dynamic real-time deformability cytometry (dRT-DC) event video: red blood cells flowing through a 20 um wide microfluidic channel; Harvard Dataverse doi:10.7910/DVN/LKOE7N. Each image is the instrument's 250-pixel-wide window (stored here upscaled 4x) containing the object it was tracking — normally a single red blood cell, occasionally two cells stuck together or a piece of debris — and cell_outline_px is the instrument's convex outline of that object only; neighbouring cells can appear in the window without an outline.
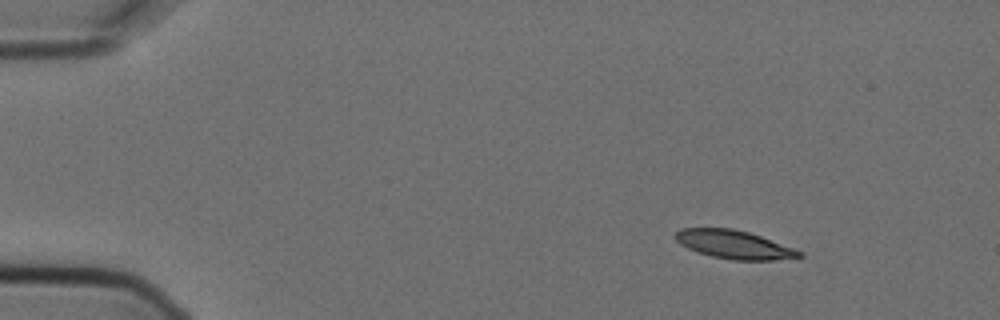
{"species": "Egyptian fruit bat (a non-hibernating species)", "species_latin": "Rousettus aegyptiacus", "temperature_condition": "cold", "stored_images_in_passage": 6, "camera_frame_rate_fps": 3000, "um_per_image_px": 0.085, "animal": {"sex": "female"}, "frame": {"image": 1, "passage_image": 2, "time_ms": 0.333, "image_size_px": [1000, 320], "cell_outline_px": [[804, 256], [772, 260], [732, 260], [712, 256], [696, 252], [680, 244], [676, 240], [676, 232], [680, 228], [732, 228], [748, 232], [760, 236], [804, 252]], "centroid_in_image_um": [62.38, 20.79], "position_along_channel_um": 22.6, "area_um2": 20.35}}
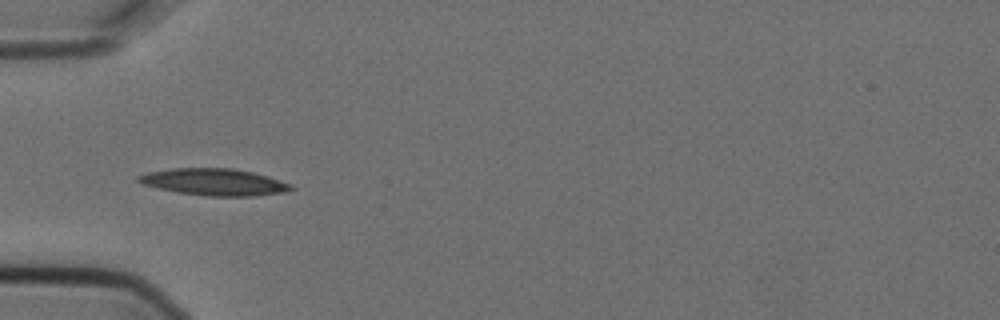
{"frame": {"image": 2, "passage_image": 5, "time_ms": 1.333, "image_size_px": [1000, 320], "cell_outline_px": [[292, 188], [284, 192], [252, 196], [208, 196], [176, 192], [144, 184], [136, 180], [136, 176], [148, 172], [172, 168], [232, 168], [252, 172], [268, 176], [292, 184]], "centroid_in_image_um": [18.19, 15.46], "position_along_channel_um": 66.8, "area_um2": 23.7}}
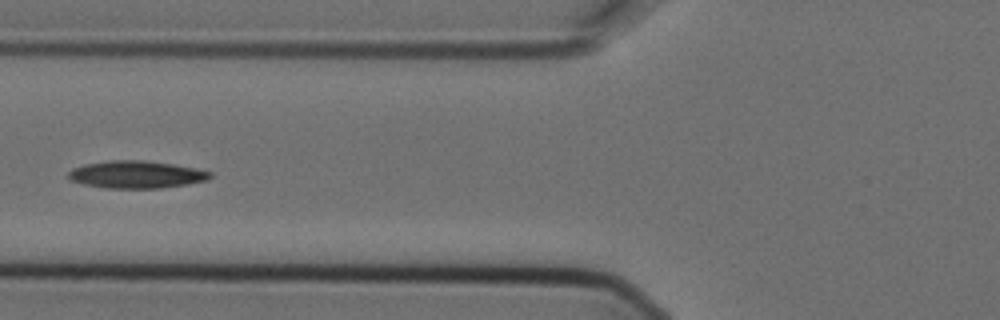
{"frame": {"image": 3, "passage_image": 6, "time_ms": 1.667, "image_size_px": [1000, 320], "cell_outline_px": [[212, 176], [208, 180], [188, 184], [160, 188], [104, 188], [84, 184], [68, 180], [68, 172], [72, 168], [84, 164], [108, 160], [144, 160], [172, 164], [196, 168], [212, 172]], "centroid_in_image_um": [11.57, 14.83], "position_along_channel_um": 114.2, "area_um2": 22.83}}